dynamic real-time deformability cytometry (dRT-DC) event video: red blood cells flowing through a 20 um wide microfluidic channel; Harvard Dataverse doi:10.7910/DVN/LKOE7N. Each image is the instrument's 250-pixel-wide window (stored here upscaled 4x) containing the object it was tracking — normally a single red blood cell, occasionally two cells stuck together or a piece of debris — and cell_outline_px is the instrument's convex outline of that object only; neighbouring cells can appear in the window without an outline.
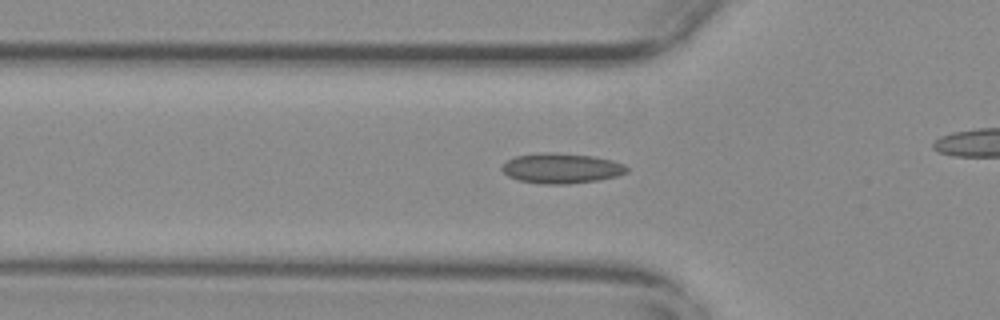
{"species": "common noctule bat (a hibernating species)", "species_latin": "Nyctalus noctula", "temperature_condition": "warm", "stored_images_in_passage": 32, "camera_frame_rate_fps": 3000, "um_per_image_px": 0.085, "animal": {"sex": "female", "body_mass_g": 29.2, "forearm_length_mm": 56.3}, "frame": {"image": 1, "passage_image": 6, "time_ms": 1.667, "image_size_px": [1000, 320], "cell_outline_px": [[628, 172], [616, 176], [596, 180], [568, 184], [540, 184], [520, 180], [508, 176], [500, 168], [508, 160], [516, 156], [540, 152], [548, 152], [592, 156], [612, 160], [624, 164], [628, 168]], "centroid_in_image_um": [47.71, 14.3], "position_along_channel_um": 78.1, "area_um2": 21.79}}
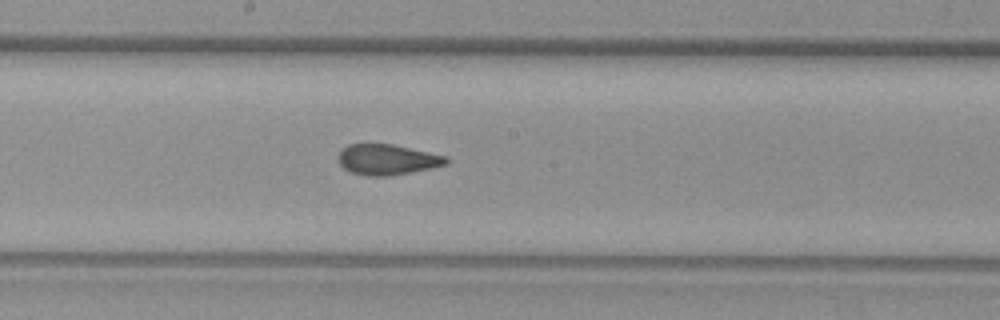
{"frame": {"image": 2, "passage_image": 17, "time_ms": 5.333, "image_size_px": [1000, 320], "cell_outline_px": [[448, 164], [432, 168], [388, 176], [364, 176], [352, 172], [344, 168], [336, 160], [336, 156], [340, 148], [348, 144], [392, 144], [448, 156]], "centroid_in_image_um": [32.87, 13.56], "position_along_channel_um": 215.3, "area_um2": 19.48}}
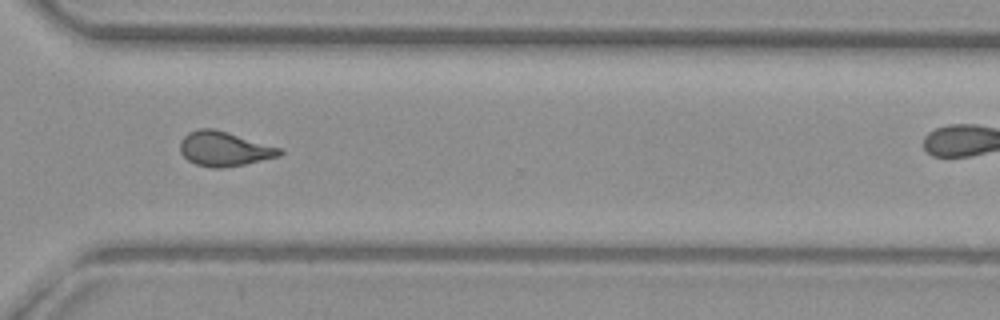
{"frame": {"image": 3, "passage_image": 28, "time_ms": 9.0, "image_size_px": [1000, 320], "cell_outline_px": [[284, 152], [280, 156], [244, 164], [224, 168], [212, 168], [196, 164], [188, 160], [180, 152], [180, 140], [188, 132], [196, 128], [212, 128], [228, 132], [284, 148]], "centroid_in_image_um": [19.08, 12.64], "position_along_channel_um": 351.5, "area_um2": 20.35}}